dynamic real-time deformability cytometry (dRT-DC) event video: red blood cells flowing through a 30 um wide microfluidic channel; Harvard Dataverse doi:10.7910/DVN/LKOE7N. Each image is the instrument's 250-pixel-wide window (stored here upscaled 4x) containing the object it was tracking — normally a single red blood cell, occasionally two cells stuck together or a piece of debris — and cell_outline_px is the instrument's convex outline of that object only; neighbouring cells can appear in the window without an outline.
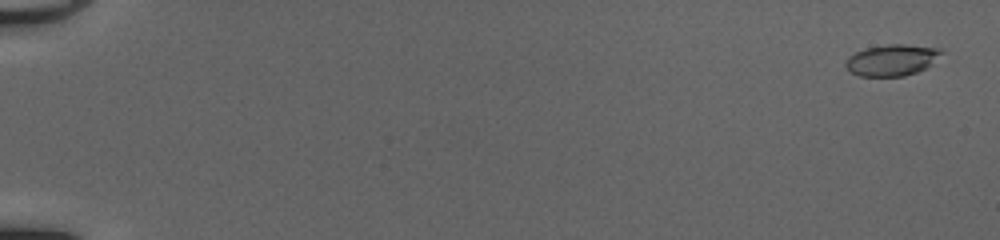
{"species": "common noctule bat (a hibernating species)", "species_latin": "Nyctalus noctula", "temperature_condition": "cold", "stored_images_in_passage": 52, "camera_frame_rate_fps": 3000, "um_per_image_px": 0.085, "animal": {"sex": "female", "body_mass_g": 20.0, "forearm_length_mm": 54.0}, "frame": {"image": 1, "passage_image": 2, "time_ms": 0.333, "image_size_px": [1000, 240], "cell_outline_px": [[944, 52], [924, 68], [916, 72], [904, 76], [860, 76], [852, 72], [844, 64], [848, 56], [856, 52], [868, 48], [888, 44], [904, 44], [940, 48]], "centroid_in_image_um": [75.8, 5.1], "position_along_channel_um": 9.2, "area_um2": 17.17}}
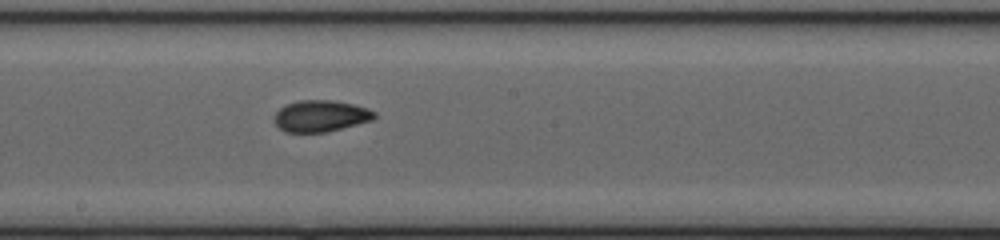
{"frame": {"image": 2, "passage_image": 31, "time_ms": 10.0, "image_size_px": [1000, 240], "cell_outline_px": [[376, 116], [372, 120], [328, 132], [284, 132], [276, 124], [276, 112], [280, 108], [288, 104], [300, 100], [332, 100], [352, 104], [368, 108], [376, 112]], "centroid_in_image_um": [27.29, 9.86], "position_along_channel_um": 220.9, "area_um2": 18.21}}
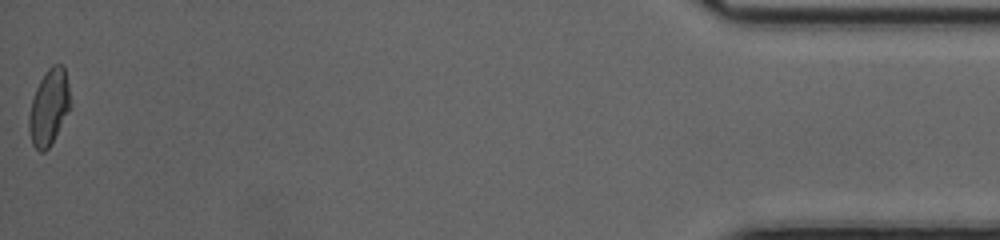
{"frame": {"image": 3, "passage_image": 52, "time_ms": 17.0, "image_size_px": [1000, 240], "cell_outline_px": [[72, 104], [52, 144], [44, 152], [40, 152], [32, 144], [28, 128], [28, 116], [32, 100], [36, 88], [40, 80], [48, 68], [52, 64], [60, 64], [64, 68], [68, 84]], "centroid_in_image_um": [4.16, 9.13], "position_along_channel_um": 431.0, "area_um2": 18.38}, "authors_computed_cell_mechanics": {"area_um2": 18.0625, "velocity_mm_per_s": 4.1808, "shape_relaxation_time_tau1_ms": 6.5407, "shape_relaxation_time_tau2_ms": 2.3178, "deformation_change_tau1": 0.1757, "deformation_change_tau2": 0.0617}}